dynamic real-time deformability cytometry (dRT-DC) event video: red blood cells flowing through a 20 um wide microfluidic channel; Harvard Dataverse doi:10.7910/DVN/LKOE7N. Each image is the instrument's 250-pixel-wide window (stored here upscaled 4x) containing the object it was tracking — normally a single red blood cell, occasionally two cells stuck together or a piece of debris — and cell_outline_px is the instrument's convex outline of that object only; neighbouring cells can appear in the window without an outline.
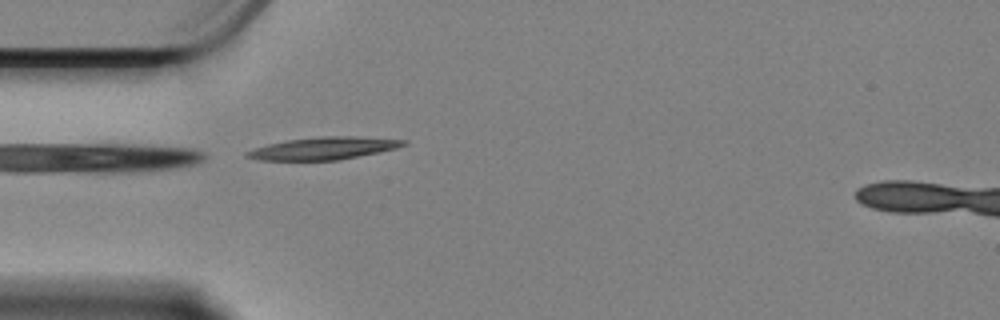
{"species": "Egyptian fruit bat (a non-hibernating species)", "species_latin": "Rousettus aegyptiacus", "temperature_condition": "cold", "stored_images_in_passage": 44, "camera_frame_rate_fps": 3000, "um_per_image_px": 0.085, "animal": {"sex": "female"}, "frame": {"image": 1, "passage_image": 1, "time_ms": 0.0, "image_size_px": [1000, 320], "cell_outline_px": [[408, 144], [396, 148], [340, 160], [260, 160], [244, 156], [244, 152], [268, 144], [288, 140], [320, 136], [360, 136], [408, 140]], "centroid_in_image_um": [27.54, 12.6], "position_along_channel_um": 57.5, "area_um2": 20.46}}
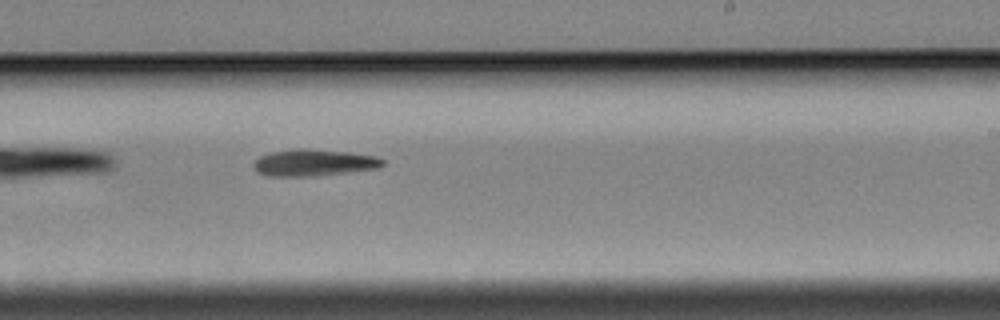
{"frame": {"image": 2, "passage_image": 20, "time_ms": 6.333, "image_size_px": [1000, 320], "cell_outline_px": [[384, 164], [376, 168], [348, 172], [312, 176], [268, 176], [256, 172], [252, 164], [260, 156], [268, 152], [300, 148], [348, 152], [376, 156], [384, 160]], "centroid_in_image_um": [26.62, 13.82], "position_along_channel_um": 262.4, "area_um2": 20.0}}
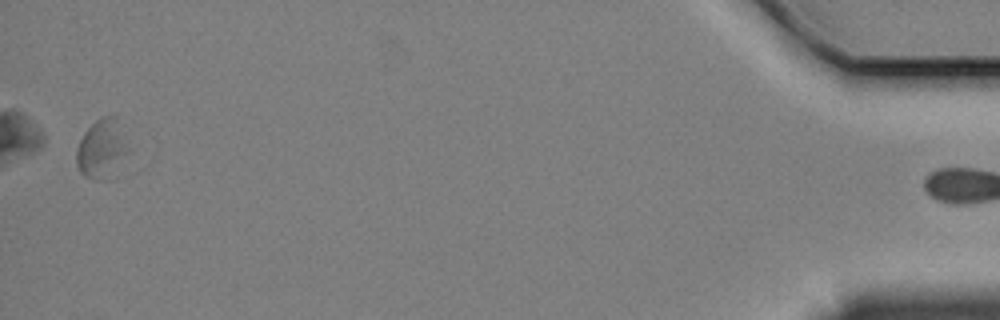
{"frame": {"image": 3, "passage_image": 43, "time_ms": 14.0, "image_size_px": [1000, 320], "cell_outline_px": [[128, 152], [96, 180], [84, 176], [80, 172], [76, 164], [76, 148], [84, 132], [96, 120], [104, 116], [116, 116], [128, 148]], "centroid_in_image_um": [8.55, 12.53], "position_along_channel_um": 426.6, "area_um2": 16.36}}